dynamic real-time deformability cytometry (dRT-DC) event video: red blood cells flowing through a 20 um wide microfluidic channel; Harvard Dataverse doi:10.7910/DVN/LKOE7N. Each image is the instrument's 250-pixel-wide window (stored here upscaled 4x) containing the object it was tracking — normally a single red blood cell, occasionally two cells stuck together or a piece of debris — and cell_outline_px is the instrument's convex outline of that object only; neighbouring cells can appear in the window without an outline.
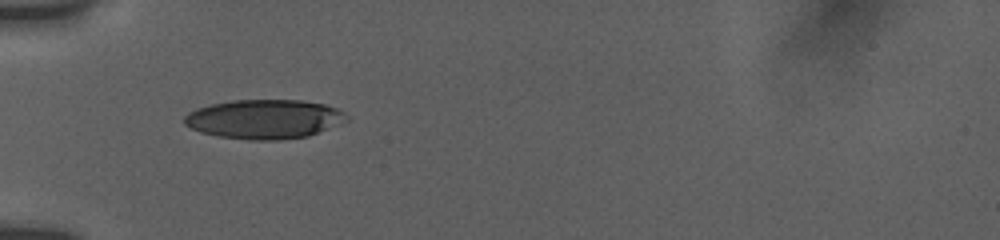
{"species": "human", "species_latin": "Homo sapiens", "temperature_condition": "room temperature", "stored_images_in_passage": 2, "camera_frame_rate_fps": 3000, "um_per_image_px": 0.085, "donor": {"sex": "female"}, "frame": {"image": 1, "passage_image": 1, "time_ms": 0.0, "image_size_px": [1000, 240], "cell_outline_px": [[348, 120], [308, 136], [280, 140], [248, 140], [220, 136], [200, 132], [184, 124], [184, 116], [188, 112], [196, 108], [212, 104], [232, 100], [300, 100], [324, 104], [336, 108], [344, 112], [348, 116]], "centroid_in_image_um": [22.45, 10.12], "position_along_channel_um": 62.5, "area_um2": 37.05}}